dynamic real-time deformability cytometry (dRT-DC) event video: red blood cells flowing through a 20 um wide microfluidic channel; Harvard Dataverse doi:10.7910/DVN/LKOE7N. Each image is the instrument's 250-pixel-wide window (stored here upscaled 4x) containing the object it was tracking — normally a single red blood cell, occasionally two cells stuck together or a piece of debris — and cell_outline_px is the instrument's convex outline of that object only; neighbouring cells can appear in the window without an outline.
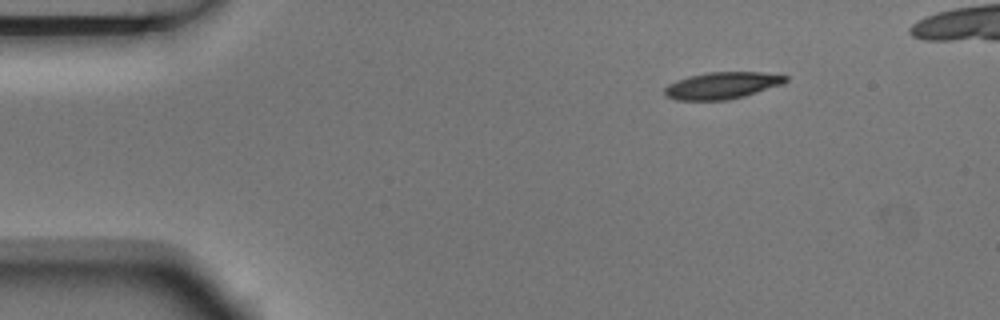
{"species": "Egyptian fruit bat (a non-hibernating species)", "species_latin": "Rousettus aegyptiacus", "temperature_condition": "room temperature", "stored_images_in_passage": 4, "camera_frame_rate_fps": 3000, "um_per_image_px": 0.085, "animal": {"sex": "male"}, "frame": {"image": 1, "passage_image": 1, "time_ms": 0.0, "image_size_px": [1000, 320], "cell_outline_px": [[788, 80], [784, 84], [744, 96], [728, 100], [676, 100], [668, 96], [664, 92], [664, 88], [668, 84], [676, 80], [688, 76], [708, 72], [760, 72], [788, 76]], "centroid_in_image_um": [61.39, 7.26], "position_along_channel_um": 23.6, "area_um2": 18.96}}
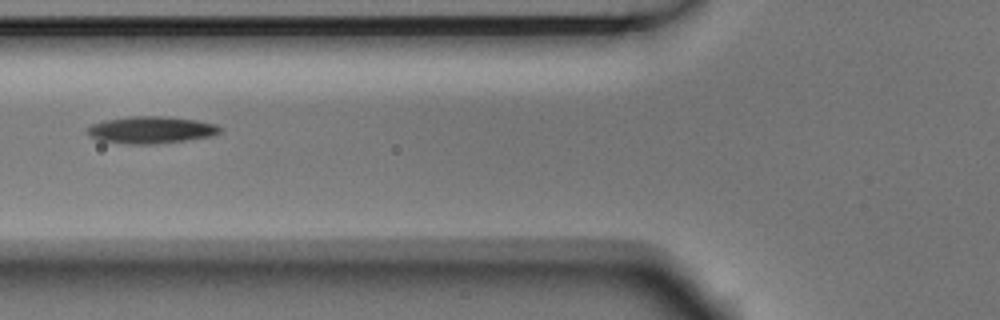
{"frame": {"image": 2, "passage_image": 4, "time_ms": 1.0, "image_size_px": [1000, 320], "cell_outline_px": [[224, 128], [220, 132], [212, 136], [184, 140], [152, 144], [132, 144], [100, 140], [88, 136], [88, 128], [92, 124], [104, 120], [128, 116], [164, 116], [196, 120], [216, 124]], "centroid_in_image_um": [12.86, 11.03], "position_along_channel_um": 112.9, "area_um2": 20.81}}